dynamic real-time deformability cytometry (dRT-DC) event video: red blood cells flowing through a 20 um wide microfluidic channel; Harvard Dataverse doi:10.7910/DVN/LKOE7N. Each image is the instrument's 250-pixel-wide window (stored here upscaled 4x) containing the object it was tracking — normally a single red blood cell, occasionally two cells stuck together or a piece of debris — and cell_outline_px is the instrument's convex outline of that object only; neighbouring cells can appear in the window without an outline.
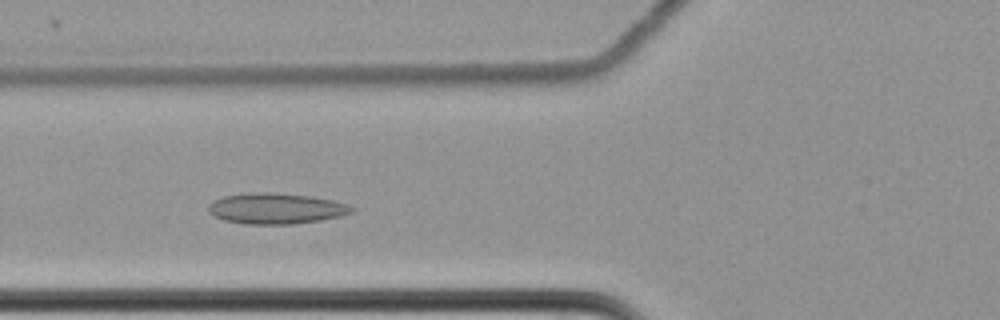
{"species": "common noctule bat (a hibernating species)", "species_latin": "Nyctalus noctula", "temperature_condition": "cold", "stored_images_in_passage": 53, "camera_frame_rate_fps": 3000, "um_per_image_px": 0.085, "animal": {"sex": "female", "body_mass_g": 22.7, "forearm_length_mm": 54.2}, "frame": {"image": 1, "passage_image": 17, "time_ms": 5.333, "image_size_px": [1000, 320], "cell_outline_px": [[352, 212], [340, 216], [320, 220], [292, 224], [244, 224], [224, 220], [212, 216], [208, 212], [208, 204], [224, 196], [248, 192], [268, 192], [312, 196], [332, 200], [348, 204], [352, 208]], "centroid_in_image_um": [23.41, 17.72], "position_along_channel_um": 102.4, "area_um2": 25.72}}
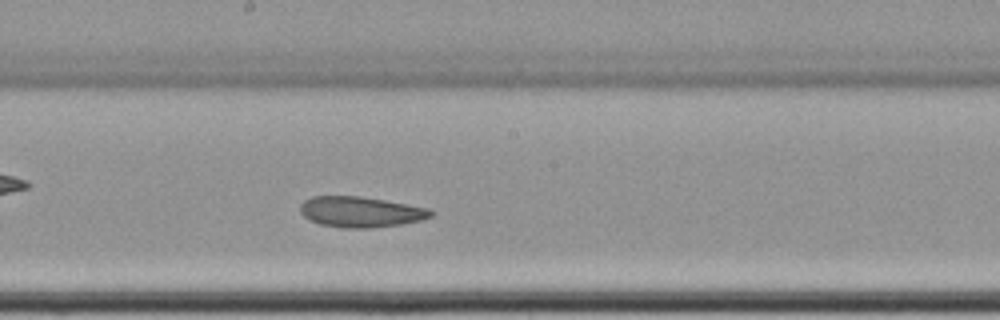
{"frame": {"image": 2, "passage_image": 27, "time_ms": 8.667, "image_size_px": [1000, 320], "cell_outline_px": [[436, 212], [432, 216], [420, 220], [400, 224], [368, 228], [344, 228], [320, 224], [308, 220], [300, 212], [300, 204], [304, 200], [312, 196], [360, 196], [384, 200], [428, 208]], "centroid_in_image_um": [30.62, 18.01], "position_along_channel_um": 217.6, "area_um2": 23.29}}
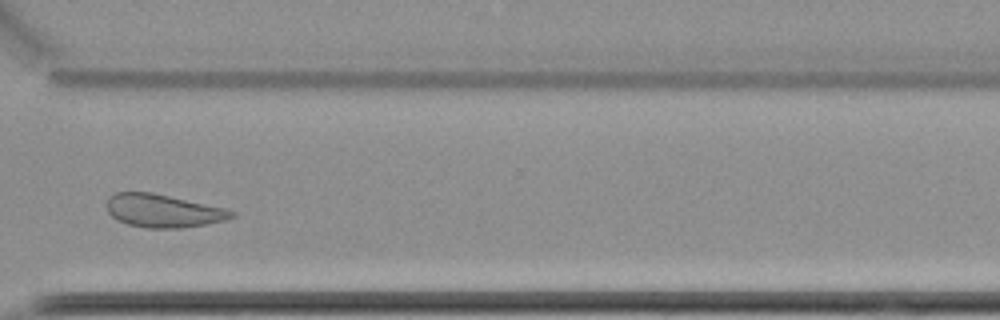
{"frame": {"image": 3, "passage_image": 39, "time_ms": 12.667, "image_size_px": [1000, 320], "cell_outline_px": [[236, 216], [224, 220], [204, 224], [180, 228], [144, 228], [128, 224], [116, 220], [108, 212], [108, 196], [116, 192], [152, 192], [224, 208], [236, 212]], "centroid_in_image_um": [13.84, 17.92], "position_along_channel_um": 356.8, "area_um2": 23.93}}